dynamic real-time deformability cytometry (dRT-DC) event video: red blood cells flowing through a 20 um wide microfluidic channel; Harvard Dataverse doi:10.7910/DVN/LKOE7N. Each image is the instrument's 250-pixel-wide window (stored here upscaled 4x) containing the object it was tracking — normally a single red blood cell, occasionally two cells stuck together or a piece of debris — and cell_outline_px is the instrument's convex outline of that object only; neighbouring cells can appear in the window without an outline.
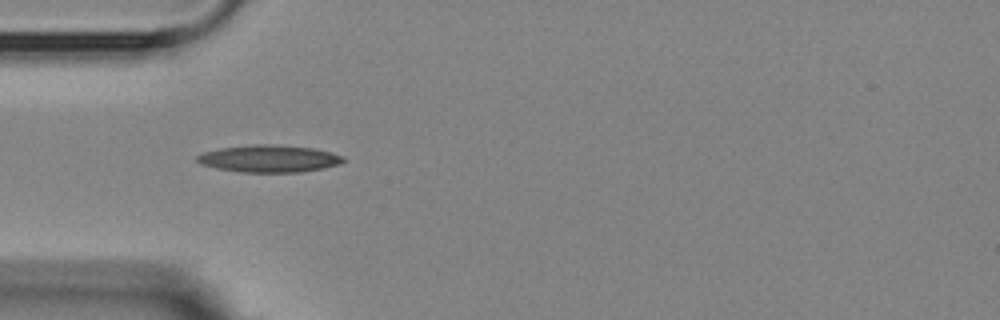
{"species": "Egyptian fruit bat (a non-hibernating species)", "species_latin": "Rousettus aegyptiacus", "temperature_condition": "room temperature", "stored_images_in_passage": 7, "camera_frame_rate_fps": 3000, "um_per_image_px": 0.085, "animal": {"sex": "female"}, "frame": {"image": 1, "passage_image": 1, "time_ms": 0.0, "image_size_px": [1000, 320], "cell_outline_px": [[344, 160], [340, 164], [324, 168], [300, 172], [240, 172], [216, 168], [200, 164], [196, 160], [196, 156], [204, 152], [220, 148], [252, 144], [276, 144], [316, 148], [332, 152], [344, 156]], "centroid_in_image_um": [22.89, 13.47], "position_along_channel_um": 62.1, "area_um2": 23.41}}
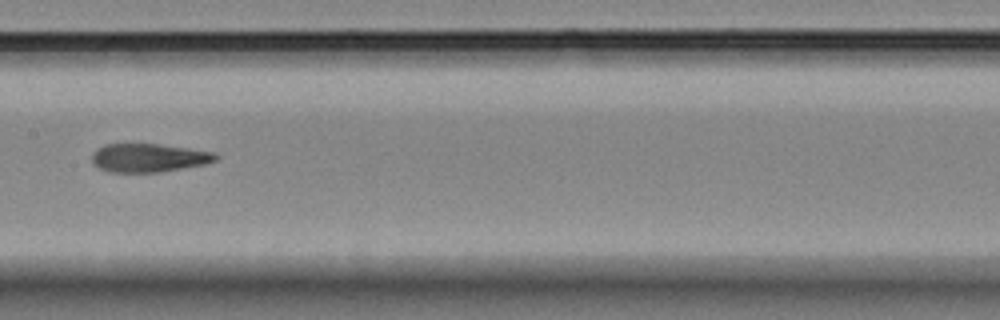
{"frame": {"image": 2, "passage_image": 4, "time_ms": 3.667, "image_size_px": [1000, 320], "cell_outline_px": [[220, 156], [216, 160], [204, 164], [160, 172], [112, 172], [100, 168], [92, 160], [92, 152], [96, 148], [104, 144], [156, 144], [188, 148], [216, 152]], "centroid_in_image_um": [12.65, 13.4], "position_along_channel_um": 194.7, "area_um2": 20.46}}
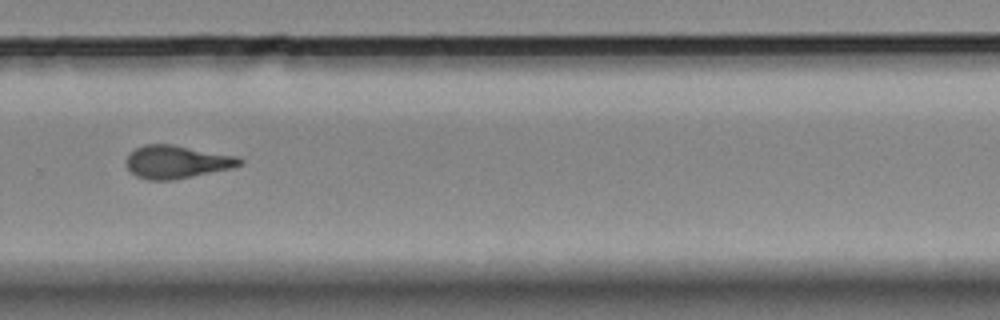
{"frame": {"image": 3, "passage_image": 7, "time_ms": 7.0, "image_size_px": [1000, 320], "cell_outline_px": [[244, 164], [232, 168], [172, 180], [152, 180], [136, 176], [128, 168], [128, 152], [144, 144], [172, 144], [236, 156], [244, 160]], "centroid_in_image_um": [15.05, 13.75], "position_along_channel_um": 314.8, "area_um2": 21.62}}